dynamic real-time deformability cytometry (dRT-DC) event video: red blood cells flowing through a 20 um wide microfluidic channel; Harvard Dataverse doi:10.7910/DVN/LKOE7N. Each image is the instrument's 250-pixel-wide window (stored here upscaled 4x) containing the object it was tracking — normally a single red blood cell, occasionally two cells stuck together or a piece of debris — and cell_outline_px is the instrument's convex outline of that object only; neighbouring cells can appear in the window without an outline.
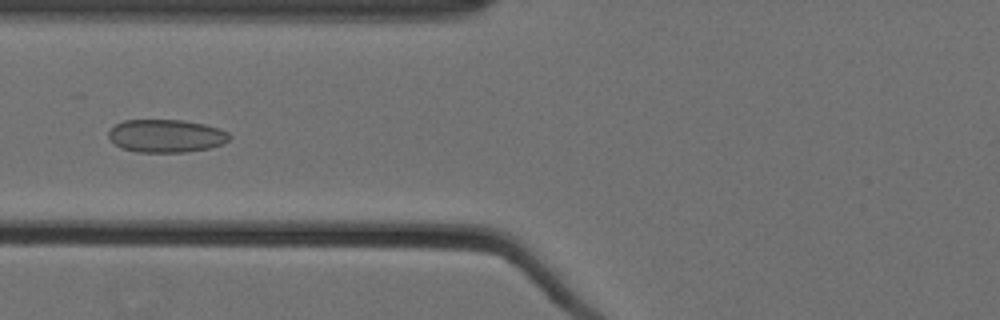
{"species": "Egyptian fruit bat (a non-hibernating species)", "species_latin": "Rousettus aegyptiacus", "temperature_condition": "cold", "stored_images_in_passage": 42, "camera_frame_rate_fps": 3000, "um_per_image_px": 0.085, "animal": {"sex": "female"}, "frame": {"image": 1, "passage_image": 9, "time_ms": 2.667, "image_size_px": [1000, 320], "cell_outline_px": [[232, 136], [224, 144], [208, 148], [184, 152], [136, 152], [120, 148], [108, 136], [108, 132], [116, 124], [124, 120], [184, 120], [204, 124], [220, 128], [228, 132]], "centroid_in_image_um": [14.14, 11.55], "position_along_channel_um": 111.7, "area_um2": 23.29}}
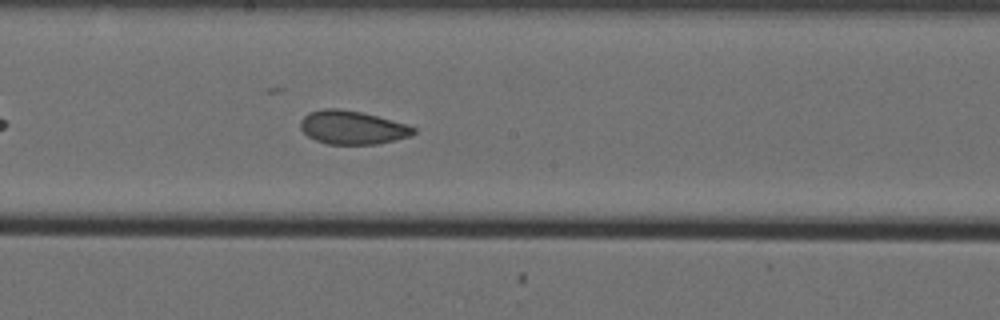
{"frame": {"image": 2, "passage_image": 18, "time_ms": 5.667, "image_size_px": [1000, 320], "cell_outline_px": [[416, 132], [412, 136], [376, 144], [328, 144], [316, 140], [308, 136], [300, 128], [300, 120], [304, 116], [312, 112], [324, 108], [336, 108], [360, 112], [376, 116], [404, 124], [416, 128]], "centroid_in_image_um": [29.94, 10.84], "position_along_channel_um": 218.3, "area_um2": 21.79}}
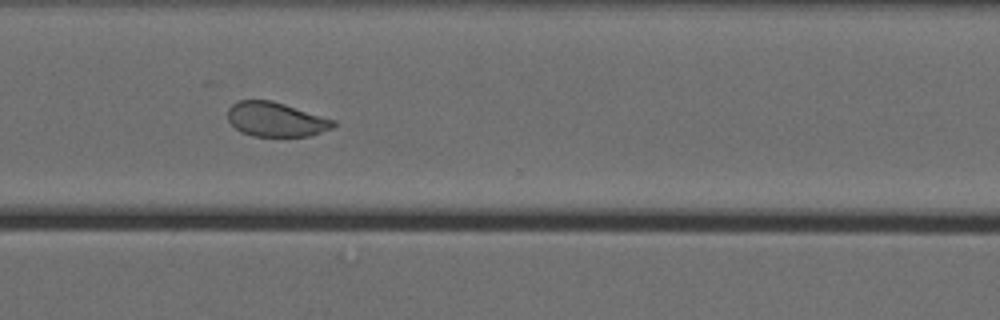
{"frame": {"image": 3, "passage_image": 29, "time_ms": 9.333, "image_size_px": [1000, 320], "cell_outline_px": [[336, 124], [332, 128], [308, 136], [252, 136], [240, 132], [228, 120], [228, 108], [232, 104], [240, 100], [272, 100], [336, 120]], "centroid_in_image_um": [23.44, 10.15], "position_along_channel_um": 347.2, "area_um2": 21.15}, "authors_computed_cell_mechanics": {"area_um2": 22.5998, "velocity_mm_per_s": 3.5343, "shape_relaxation_time_tau1_ms": null, "shape_relaxation_time_tau2_ms": 1.2464, "deformation_change_tau1": null, "deformation_change_tau2": 0.0522}}